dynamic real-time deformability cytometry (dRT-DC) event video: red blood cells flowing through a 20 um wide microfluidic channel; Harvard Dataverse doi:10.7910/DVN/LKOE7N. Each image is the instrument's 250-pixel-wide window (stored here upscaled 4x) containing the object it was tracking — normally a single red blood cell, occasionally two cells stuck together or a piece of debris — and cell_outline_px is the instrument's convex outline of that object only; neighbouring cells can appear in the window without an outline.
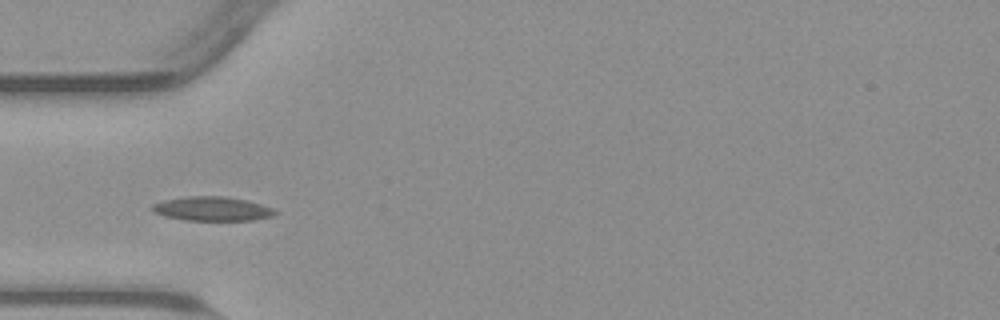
{"species": "common noctule bat (a hibernating species)", "species_latin": "Nyctalus noctula", "temperature_condition": "warm", "stored_images_in_passage": 38, "camera_frame_rate_fps": 3000, "um_per_image_px": 0.085, "animal": {"sex": "male", "body_mass_g": 23.1, "forearm_length_mm": 52.7}, "frame": {"image": 1, "passage_image": 1, "time_ms": 0.0, "image_size_px": [1000, 320], "cell_outline_px": [[280, 212], [272, 216], [252, 220], [184, 220], [164, 216], [148, 208], [152, 204], [164, 200], [188, 196], [224, 196], [244, 200], [260, 204], [272, 208]], "centroid_in_image_um": [18.01, 17.75], "position_along_channel_um": 67.0, "area_um2": 17.22}}
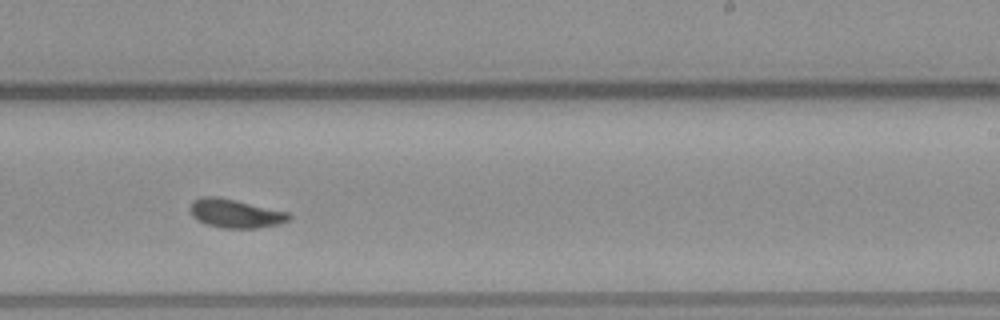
{"frame": {"image": 2, "passage_image": 17, "time_ms": 5.333, "image_size_px": [1000, 320], "cell_outline_px": [[292, 216], [288, 220], [280, 224], [260, 228], [220, 228], [204, 224], [196, 220], [192, 216], [188, 208], [192, 200], [200, 196], [220, 196], [288, 212]], "centroid_in_image_um": [19.95, 18.14], "position_along_channel_um": 269.1, "area_um2": 16.99}}
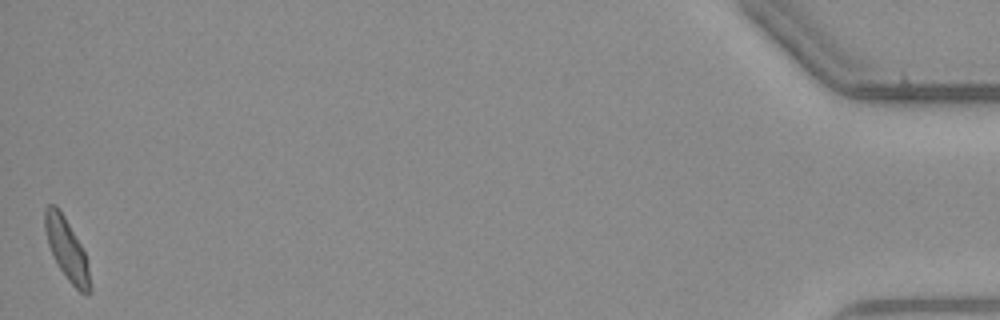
{"frame": {"image": 3, "passage_image": 38, "time_ms": 12.333, "image_size_px": [1000, 320], "cell_outline_px": [[92, 292], [88, 296], [80, 292], [68, 280], [52, 256], [48, 244], [44, 228], [44, 212], [48, 204], [56, 204], [64, 216], [80, 244], [84, 252], [88, 268], [92, 288]], "centroid_in_image_um": [5.67, 21.21], "position_along_channel_um": 429.5, "area_um2": 16.07}, "authors_computed_cell_mechanics": {"area_um2": 16.0973, "velocity_mm_per_s": 3.7831, "shape_relaxation_time_tau1_ms": 5.4848, "shape_relaxation_time_tau2_ms": 2.6038, "deformation_change_tau1": 0.1453, "deformation_change_tau2": 0.0756}}